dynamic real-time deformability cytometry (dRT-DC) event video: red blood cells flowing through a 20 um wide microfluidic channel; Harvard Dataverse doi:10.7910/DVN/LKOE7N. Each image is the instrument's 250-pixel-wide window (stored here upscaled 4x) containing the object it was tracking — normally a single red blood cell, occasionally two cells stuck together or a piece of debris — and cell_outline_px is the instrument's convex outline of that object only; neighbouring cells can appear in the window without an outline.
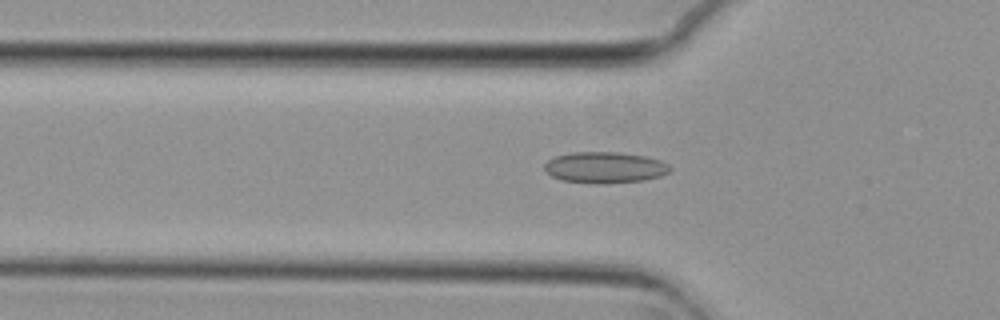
{"species": "common noctule bat (a hibernating species)", "species_latin": "Nyctalus noctula", "temperature_condition": "cold", "stored_images_in_passage": 54, "camera_frame_rate_fps": 3000, "um_per_image_px": 0.085, "animal": {"sex": "female", "body_mass_g": 29.2, "forearm_length_mm": 56.3}, "frame": {"image": 1, "passage_image": 18, "time_ms": 5.667, "image_size_px": [1000, 320], "cell_outline_px": [[672, 172], [660, 176], [644, 180], [596, 184], [560, 180], [552, 176], [544, 168], [544, 164], [548, 160], [556, 156], [572, 152], [620, 152], [644, 156], [660, 160], [668, 164], [672, 168]], "centroid_in_image_um": [51.43, 14.23], "position_along_channel_um": 74.4, "area_um2": 22.89}}
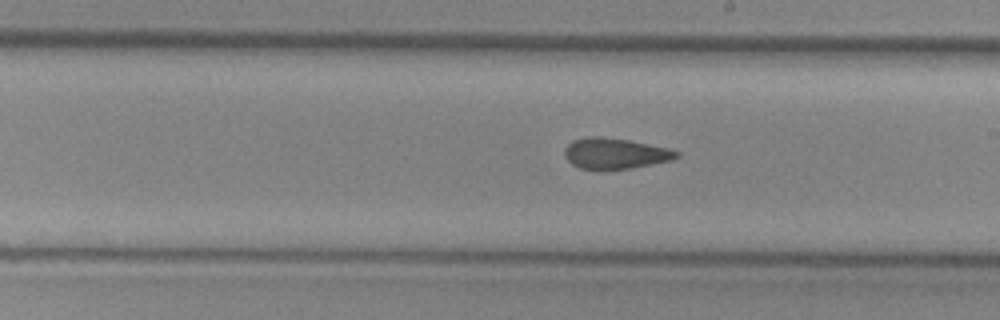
{"frame": {"image": 2, "passage_image": 31, "time_ms": 10.0, "image_size_px": [1000, 320], "cell_outline_px": [[680, 156], [672, 160], [632, 168], [604, 172], [596, 172], [580, 168], [572, 164], [564, 156], [564, 148], [572, 140], [588, 136], [600, 136], [628, 140], [668, 148], [680, 152]], "centroid_in_image_um": [52.24, 13.08], "position_along_channel_um": 236.8, "area_um2": 20.75}}
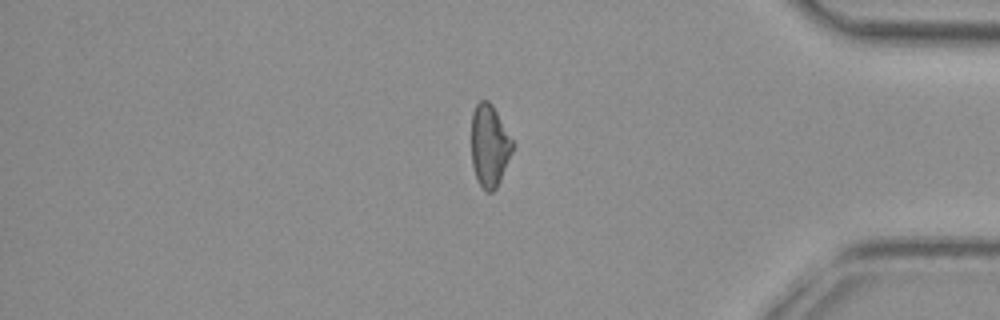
{"frame": {"image": 3, "passage_image": 46, "time_ms": 15.0, "image_size_px": [1000, 320], "cell_outline_px": [[512, 152], [500, 180], [496, 188], [492, 192], [488, 192], [480, 184], [476, 176], [472, 164], [472, 112], [476, 104], [480, 100], [488, 100], [492, 104], [512, 140]], "centroid_in_image_um": [41.59, 12.36], "position_along_channel_um": 393.6, "area_um2": 19.31}}